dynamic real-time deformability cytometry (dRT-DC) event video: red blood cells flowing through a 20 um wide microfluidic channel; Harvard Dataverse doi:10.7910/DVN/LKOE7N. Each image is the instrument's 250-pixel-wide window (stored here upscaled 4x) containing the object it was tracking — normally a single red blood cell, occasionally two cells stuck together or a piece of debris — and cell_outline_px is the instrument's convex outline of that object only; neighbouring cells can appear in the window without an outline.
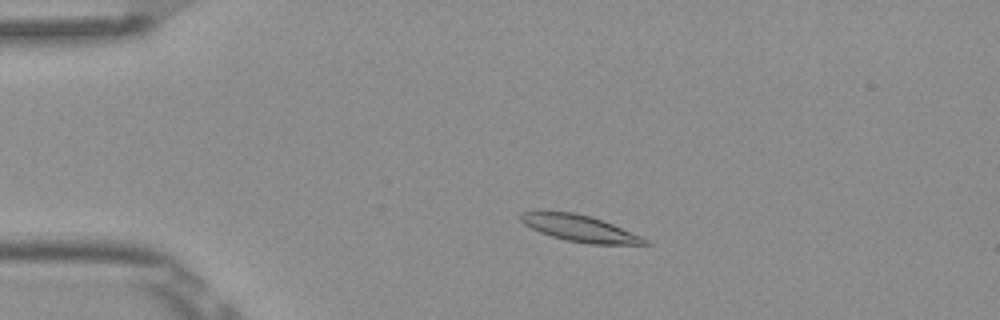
{"species": "Egyptian fruit bat (a non-hibernating species)", "species_latin": "Rousettus aegyptiacus", "temperature_condition": "room temperature", "stored_images_in_passage": 4, "camera_frame_rate_fps": 3000, "um_per_image_px": 0.085, "frame": {"image": 1, "passage_image": 3, "time_ms": 0.667, "image_size_px": [1000, 320], "cell_outline_px": [[652, 244], [588, 244], [568, 240], [552, 236], [540, 232], [524, 224], [520, 220], [520, 212], [540, 208], [572, 212], [604, 220], [640, 236], [648, 240]], "centroid_in_image_um": [49.18, 19.36], "position_along_channel_um": 35.8, "area_um2": 19.48}}